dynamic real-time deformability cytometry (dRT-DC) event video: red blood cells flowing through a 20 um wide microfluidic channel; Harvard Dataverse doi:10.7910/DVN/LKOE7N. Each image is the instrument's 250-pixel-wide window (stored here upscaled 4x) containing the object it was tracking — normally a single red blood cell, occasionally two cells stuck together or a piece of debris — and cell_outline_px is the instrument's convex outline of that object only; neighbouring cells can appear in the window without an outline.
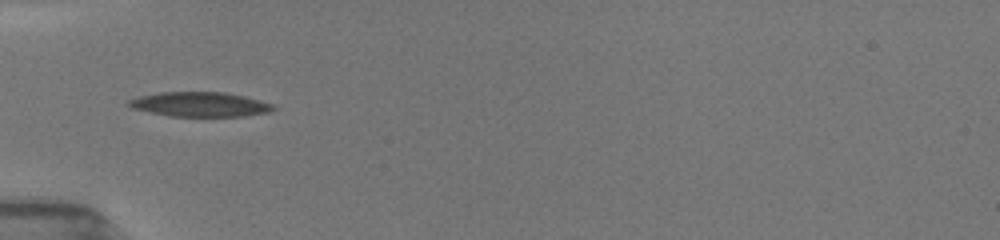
{"species": "common noctule bat (a hibernating species)", "species_latin": "Nyctalus noctula", "temperature_condition": "room temperature", "stored_images_in_passage": 30, "camera_frame_rate_fps": 3000, "um_per_image_px": 0.085, "animal": {"sex": "female", "body_mass_g": 19.5, "forearm_length_mm": 54.1}, "frame": {"image": 1, "passage_image": 1, "time_ms": 0.0, "image_size_px": [1000, 240], "cell_outline_px": [[276, 108], [268, 112], [240, 116], [172, 116], [132, 108], [124, 104], [128, 100], [140, 96], [160, 92], [224, 92], [244, 96], [260, 100], [272, 104]], "centroid_in_image_um": [16.97, 8.86], "position_along_channel_um": 68.0, "area_um2": 20.52}}
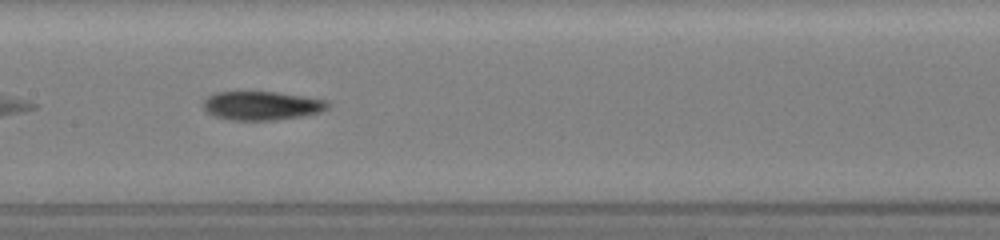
{"frame": {"image": 2, "passage_image": 10, "time_ms": 3.0, "image_size_px": [1000, 240], "cell_outline_px": [[328, 108], [320, 112], [300, 116], [272, 120], [228, 120], [216, 116], [208, 112], [204, 108], [204, 100], [208, 96], [216, 92], [276, 92], [328, 100]], "centroid_in_image_um": [22.24, 8.98], "position_along_channel_um": 185.2, "area_um2": 20.63}}
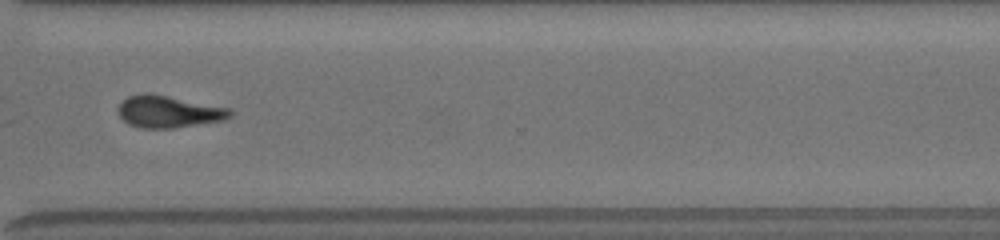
{"frame": {"image": 3, "passage_image": 23, "time_ms": 7.333, "image_size_px": [1000, 240], "cell_outline_px": [[232, 116], [224, 120], [172, 128], [140, 128], [128, 124], [120, 116], [120, 104], [128, 96], [144, 92], [148, 92], [232, 108]], "centroid_in_image_um": [14.37, 9.48], "position_along_channel_um": 356.2, "area_um2": 20.87}, "authors_computed_cell_mechanics": {"area_um2": 20.6346, "velocity_mm_per_s": 3.9616, "shape_relaxation_time_tau1_ms": 7.6677, "shape_relaxation_time_tau2_ms": null, "deformation_change_tau1": 0.1815, "deformation_change_tau2": null}}